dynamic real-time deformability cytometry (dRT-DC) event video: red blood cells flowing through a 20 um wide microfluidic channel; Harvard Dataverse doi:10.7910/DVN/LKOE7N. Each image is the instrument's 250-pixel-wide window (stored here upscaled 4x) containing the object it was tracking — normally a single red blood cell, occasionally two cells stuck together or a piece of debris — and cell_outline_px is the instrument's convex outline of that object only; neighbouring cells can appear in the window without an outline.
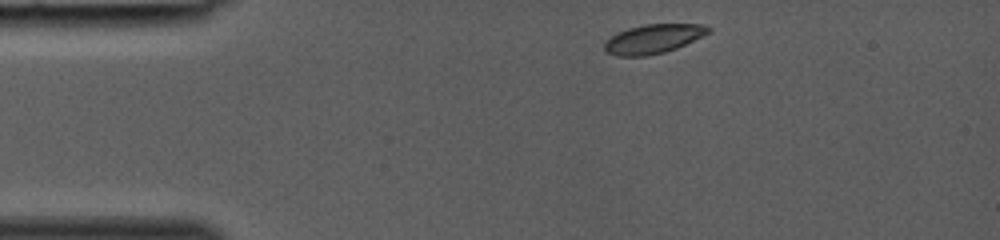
{"species": "common noctule bat (a hibernating species)", "species_latin": "Nyctalus noctula", "temperature_condition": "room temperature", "stored_images_in_passage": 31, "camera_frame_rate_fps": 3000, "um_per_image_px": 0.085, "animal": {"sex": "female", "body_mass_g": 19.0, "forearm_length_mm": 53.3}, "frame": {"image": 1, "passage_image": 1, "time_ms": 0.0, "image_size_px": [1000, 240], "cell_outline_px": [[712, 32], [676, 48], [664, 52], [648, 56], [616, 56], [604, 52], [604, 44], [612, 36], [628, 28], [644, 24], [700, 24], [712, 28]], "centroid_in_image_um": [55.54, 3.31], "position_along_channel_um": 29.5, "area_um2": 17.63}}
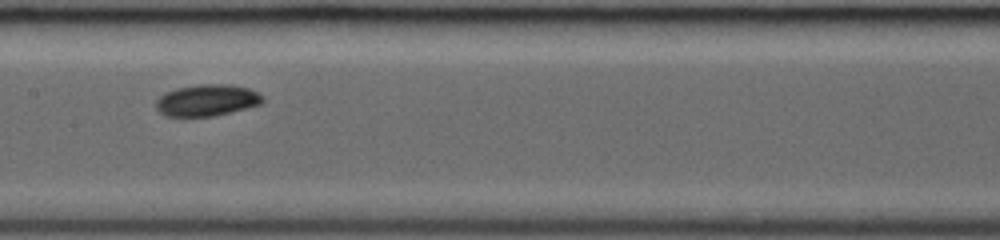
{"frame": {"image": 2, "passage_image": 14, "time_ms": 4.333, "image_size_px": [1000, 240], "cell_outline_px": [[264, 100], [260, 104], [216, 116], [164, 116], [156, 108], [156, 100], [160, 96], [176, 88], [200, 84], [228, 84], [248, 88], [264, 96]], "centroid_in_image_um": [17.59, 8.52], "position_along_channel_um": 189.8, "area_um2": 19.54}}
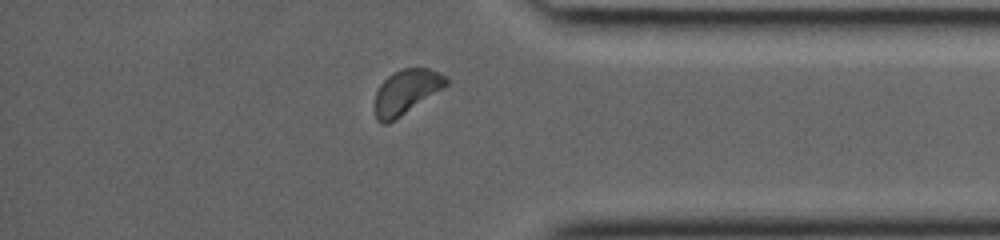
{"frame": {"image": 3, "passage_image": 27, "time_ms": 8.667, "image_size_px": [1000, 240], "cell_outline_px": [[448, 84], [388, 124], [380, 124], [376, 120], [376, 92], [380, 84], [392, 72], [404, 68], [428, 68], [440, 72], [448, 76]], "centroid_in_image_um": [34.53, 7.78], "position_along_channel_um": 400.7, "area_um2": 18.26}}